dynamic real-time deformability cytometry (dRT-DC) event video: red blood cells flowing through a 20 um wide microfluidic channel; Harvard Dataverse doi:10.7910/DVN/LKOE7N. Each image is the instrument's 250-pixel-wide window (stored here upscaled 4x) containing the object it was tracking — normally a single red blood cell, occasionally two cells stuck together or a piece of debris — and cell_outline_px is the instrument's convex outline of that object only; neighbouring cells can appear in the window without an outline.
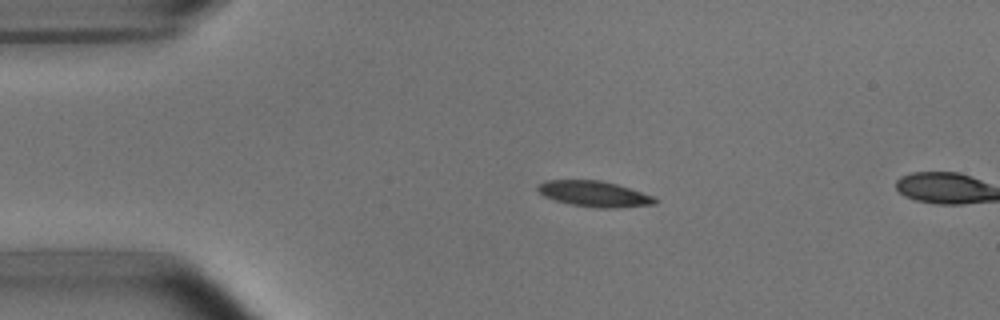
{"species": "common noctule bat (a hibernating species)", "species_latin": "Nyctalus noctula", "temperature_condition": "room temperature", "stored_images_in_passage": 12, "camera_frame_rate_fps": 3000, "um_per_image_px": 0.085, "animal": {"sex": "male", "body_mass_g": 15.6}, "frame": {"image": 1, "passage_image": 10, "time_ms": 3.0, "image_size_px": [1000, 320], "cell_outline_px": [[660, 200], [656, 204], [616, 208], [596, 208], [572, 204], [556, 200], [544, 196], [536, 188], [536, 184], [544, 180], [600, 180], [616, 184], [652, 196]], "centroid_in_image_um": [50.49, 16.48], "position_along_channel_um": 34.5, "area_um2": 17.51}}